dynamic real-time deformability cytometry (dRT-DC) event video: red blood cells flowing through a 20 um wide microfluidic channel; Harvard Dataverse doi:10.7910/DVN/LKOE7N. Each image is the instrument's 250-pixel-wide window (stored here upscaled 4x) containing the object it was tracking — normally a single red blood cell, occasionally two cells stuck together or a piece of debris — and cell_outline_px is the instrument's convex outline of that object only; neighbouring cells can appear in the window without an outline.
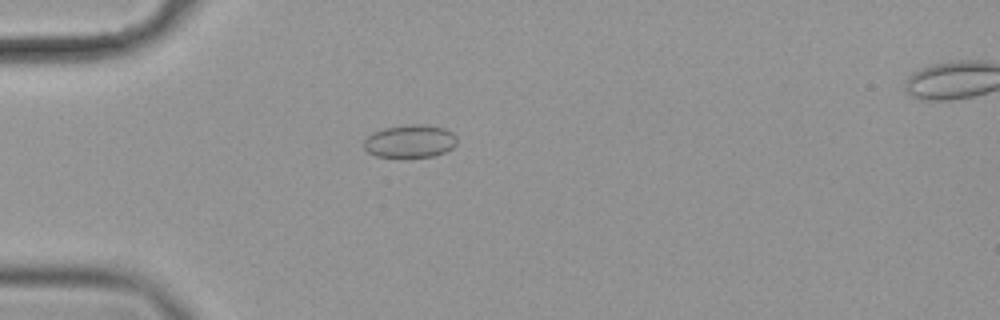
{"species": "common noctule bat (a hibernating species)", "species_latin": "Nyctalus noctula", "temperature_condition": "cold", "stored_images_in_passage": 12, "camera_frame_rate_fps": 3000, "um_per_image_px": 0.085, "animal": {"sex": "female", "body_mass_g": 19.9}, "frame": {"image": 1, "passage_image": 1, "time_ms": 0.0, "image_size_px": [1000, 320], "cell_outline_px": [[456, 144], [452, 148], [444, 152], [432, 156], [376, 156], [368, 152], [364, 148], [364, 140], [372, 132], [384, 128], [408, 124], [420, 124], [444, 128], [452, 132], [456, 136]], "centroid_in_image_um": [34.84, 11.98], "position_along_channel_um": 50.2, "area_um2": 17.63}}
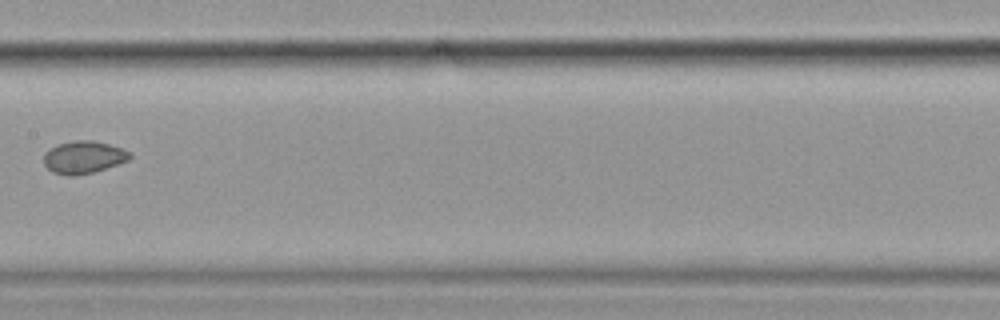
{"frame": {"image": 2, "passage_image": 5, "time_ms": 1.333, "image_size_px": [1000, 320], "cell_outline_px": [[132, 156], [128, 160], [92, 172], [72, 176], [68, 176], [52, 172], [44, 164], [44, 152], [56, 144], [72, 140], [92, 140], [124, 148], [132, 152]], "centroid_in_image_um": [7.09, 13.34], "position_along_channel_um": 200.3, "area_um2": 16.36}}
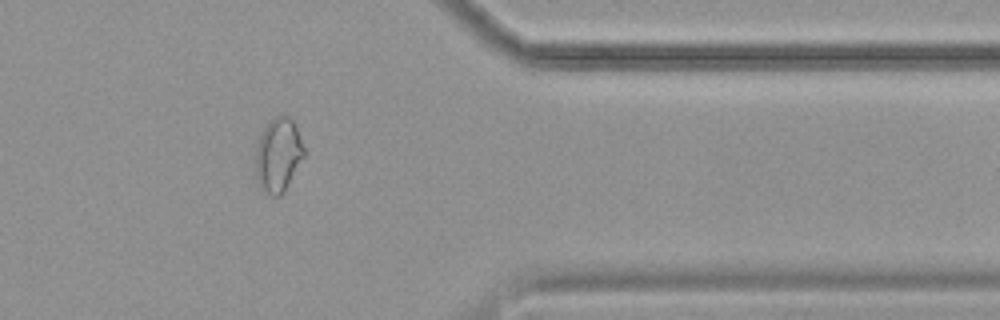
{"frame": {"image": 3, "passage_image": 10, "time_ms": 3.0, "image_size_px": [1000, 320], "cell_outline_px": [[304, 156], [284, 192], [280, 196], [272, 196], [260, 188], [256, 184], [256, 144], [264, 128], [276, 116], [288, 116], [296, 124], [304, 148]], "centroid_in_image_um": [23.64, 13.2], "position_along_channel_um": 387.8, "area_um2": 20.81}}